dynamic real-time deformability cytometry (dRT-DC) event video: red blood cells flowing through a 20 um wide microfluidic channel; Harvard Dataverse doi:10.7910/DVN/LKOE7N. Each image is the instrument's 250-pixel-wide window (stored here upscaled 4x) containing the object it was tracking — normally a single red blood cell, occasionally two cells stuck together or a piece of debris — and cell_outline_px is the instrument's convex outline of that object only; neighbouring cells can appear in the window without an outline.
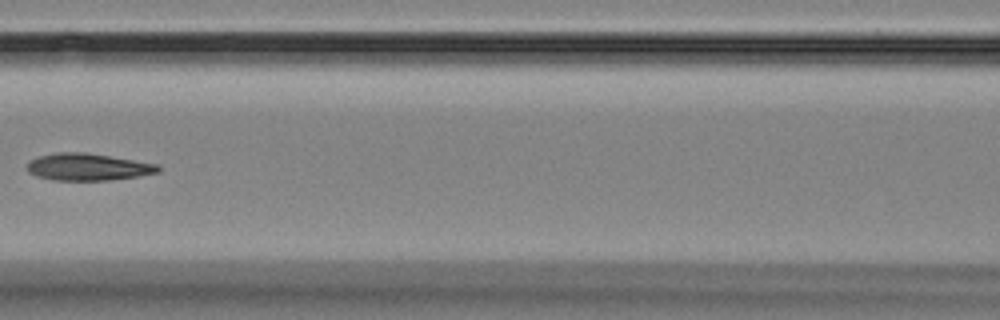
{"species": "Egyptian fruit bat (a non-hibernating species)", "species_latin": "Rousettus aegyptiacus", "temperature_condition": "room temperature", "stored_images_in_passage": 9, "camera_frame_rate_fps": 3000, "um_per_image_px": 0.085, "animal": {"sex": "female"}, "frame": {"image": 1, "passage_image": 6, "time_ms": 6.667, "image_size_px": [1000, 320], "cell_outline_px": [[160, 172], [136, 176], [108, 180], [52, 180], [36, 176], [28, 172], [28, 160], [40, 156], [60, 152], [84, 152], [156, 164], [160, 168]], "centroid_in_image_um": [7.42, 14.19], "position_along_channel_um": 159.2, "area_um2": 20.35}}
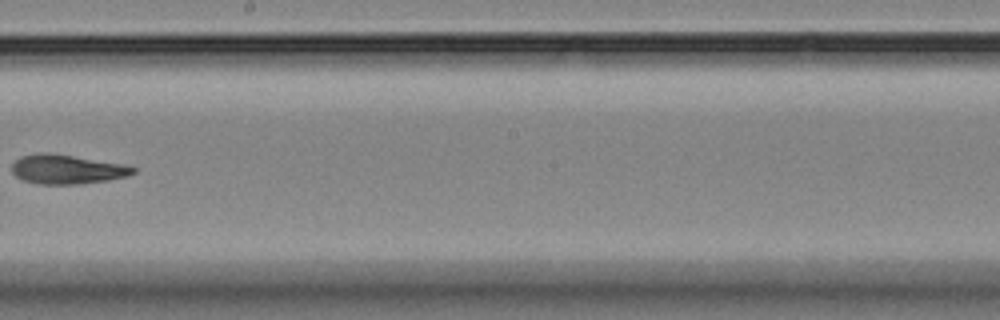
{"frame": {"image": 2, "passage_image": 8, "time_ms": 9.0, "image_size_px": [1000, 320], "cell_outline_px": [[136, 172], [128, 176], [108, 180], [80, 184], [40, 184], [24, 180], [16, 176], [12, 172], [12, 164], [20, 156], [40, 152], [48, 152], [124, 164], [136, 168]], "centroid_in_image_um": [5.69, 14.39], "position_along_channel_um": 242.5, "area_um2": 20.69}}
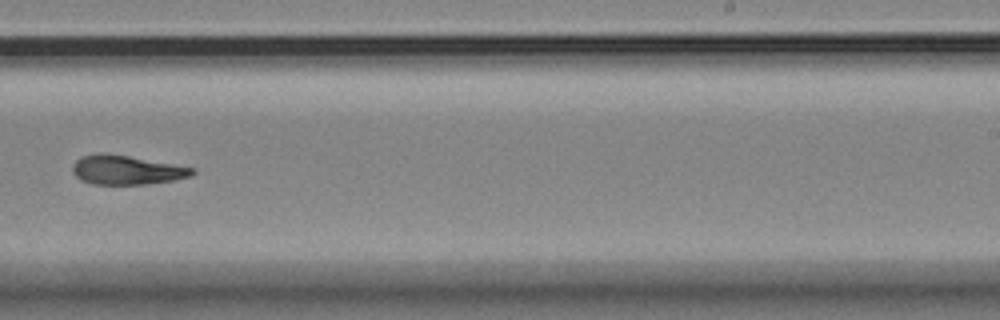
{"frame": {"image": 3, "passage_image": 9, "time_ms": 10.0, "image_size_px": [1000, 320], "cell_outline_px": [[196, 172], [192, 176], [172, 180], [148, 184], [92, 184], [80, 180], [72, 172], [72, 164], [76, 160], [84, 156], [100, 152], [104, 152], [128, 156], [196, 168]], "centroid_in_image_um": [10.75, 14.45], "position_along_channel_um": 278.3, "area_um2": 20.4}}